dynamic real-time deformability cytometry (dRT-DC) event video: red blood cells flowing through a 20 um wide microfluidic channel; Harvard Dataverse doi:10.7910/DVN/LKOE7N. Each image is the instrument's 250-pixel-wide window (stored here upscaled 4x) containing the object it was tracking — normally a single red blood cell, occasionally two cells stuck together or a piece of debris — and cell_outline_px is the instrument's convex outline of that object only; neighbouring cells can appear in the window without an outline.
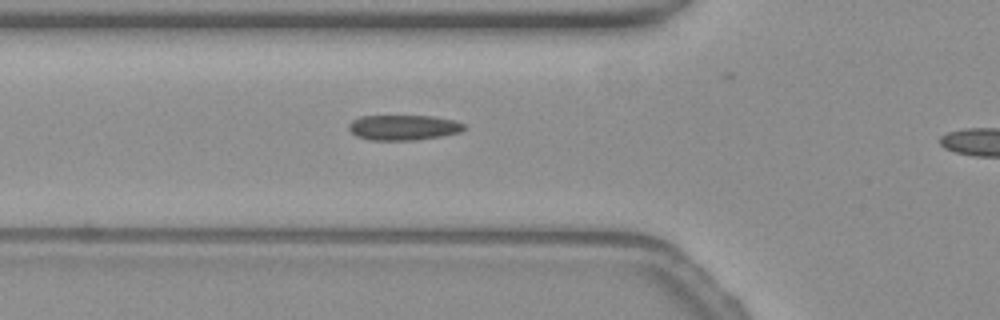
{"species": "common noctule bat (a hibernating species)", "species_latin": "Nyctalus noctula", "temperature_condition": "warm", "stored_images_in_passage": 30, "camera_frame_rate_fps": 3000, "um_per_image_px": 0.085, "animal": {"sex": "female", "body_mass_g": 19.3, "forearm_length_mm": 54.1}, "frame": {"image": 1, "passage_image": 5, "time_ms": 1.333, "image_size_px": [1000, 320], "cell_outline_px": [[468, 128], [460, 132], [440, 136], [416, 140], [372, 140], [356, 136], [348, 128], [348, 124], [352, 120], [360, 116], [432, 116], [452, 120], [464, 124]], "centroid_in_image_um": [34.28, 10.84], "position_along_channel_um": 91.5, "area_um2": 16.94}}
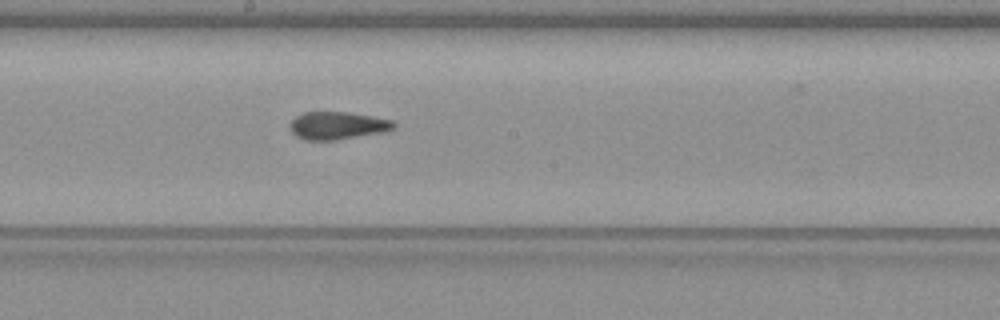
{"frame": {"image": 2, "passage_image": 15, "time_ms": 4.667, "image_size_px": [1000, 320], "cell_outline_px": [[396, 128], [384, 132], [336, 140], [304, 140], [296, 136], [292, 132], [288, 124], [296, 116], [304, 112], [348, 112], [372, 116], [392, 120], [396, 124]], "centroid_in_image_um": [28.68, 10.67], "position_along_channel_um": 219.5, "area_um2": 16.88}}
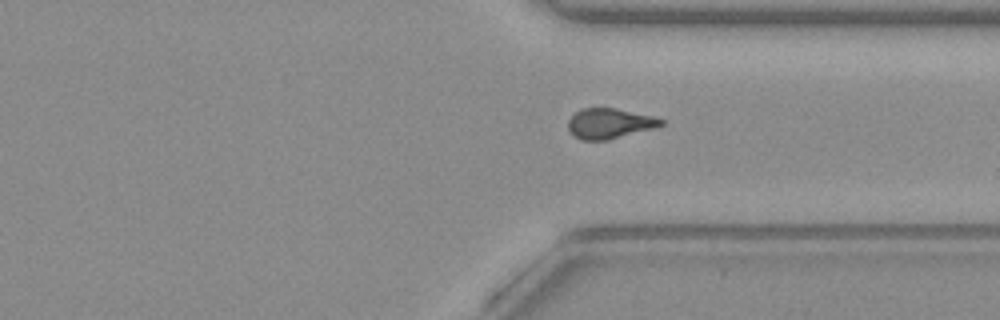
{"frame": {"image": 3, "passage_image": 26, "time_ms": 8.333, "image_size_px": [1000, 320], "cell_outline_px": [[664, 124], [656, 128], [608, 140], [580, 140], [568, 128], [568, 120], [580, 108], [616, 108], [656, 116], [664, 120]], "centroid_in_image_um": [51.86, 10.49], "position_along_channel_um": 359.5, "area_um2": 16.53}}